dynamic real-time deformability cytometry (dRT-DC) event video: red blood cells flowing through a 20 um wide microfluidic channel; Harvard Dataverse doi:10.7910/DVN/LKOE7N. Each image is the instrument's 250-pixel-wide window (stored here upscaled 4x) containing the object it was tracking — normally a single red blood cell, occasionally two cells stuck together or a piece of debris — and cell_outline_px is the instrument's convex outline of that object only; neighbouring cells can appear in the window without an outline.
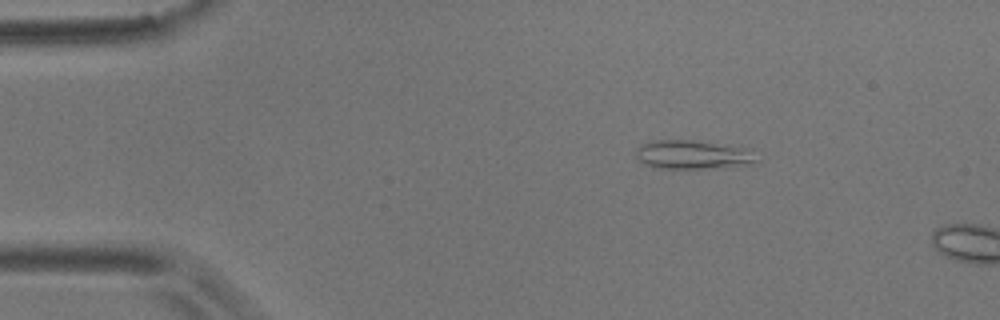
{"species": "common noctule bat (a hibernating species)", "species_latin": "Nyctalus noctula", "temperature_condition": "room temperature", "stored_images_in_passage": 3, "camera_frame_rate_fps": 3000, "um_per_image_px": 0.085, "animal": {"sex": "male", "body_mass_g": 17.9}, "frame": {"image": 1, "passage_image": 2, "time_ms": 0.333, "image_size_px": [1000, 320], "cell_outline_px": [[760, 160], [752, 164], [720, 168], [652, 168], [644, 164], [636, 156], [636, 148], [640, 144], [648, 140], [692, 140], [744, 148]], "centroid_in_image_um": [58.82, 13.15], "position_along_channel_um": 26.2, "area_um2": 20.29}}